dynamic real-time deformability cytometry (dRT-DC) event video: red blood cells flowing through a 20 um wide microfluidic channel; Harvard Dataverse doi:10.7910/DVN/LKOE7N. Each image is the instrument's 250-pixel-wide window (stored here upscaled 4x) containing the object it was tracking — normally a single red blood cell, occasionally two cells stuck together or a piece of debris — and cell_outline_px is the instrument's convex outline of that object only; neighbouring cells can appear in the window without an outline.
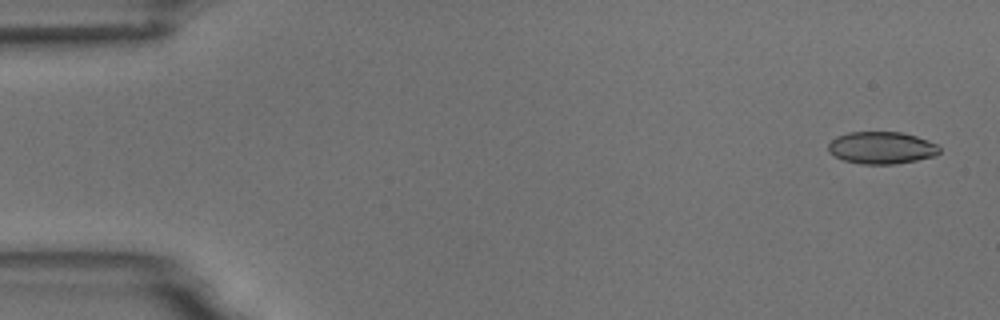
{"species": "common noctule bat (a hibernating species)", "species_latin": "Nyctalus noctula", "temperature_condition": "room temperature", "stored_images_in_passage": 5, "camera_frame_rate_fps": 3000, "um_per_image_px": 0.085, "animal": {"sex": "male", "body_mass_g": 18.8}, "frame": {"image": 1, "passage_image": 1, "time_ms": 0.0, "image_size_px": [1000, 320], "cell_outline_px": [[940, 152], [936, 156], [916, 160], [892, 164], [860, 164], [844, 160], [828, 152], [828, 144], [836, 136], [848, 132], [900, 132], [916, 136], [928, 140], [936, 144], [940, 148]], "centroid_in_image_um": [74.93, 12.56], "position_along_channel_um": 10.1, "area_um2": 20.87}}